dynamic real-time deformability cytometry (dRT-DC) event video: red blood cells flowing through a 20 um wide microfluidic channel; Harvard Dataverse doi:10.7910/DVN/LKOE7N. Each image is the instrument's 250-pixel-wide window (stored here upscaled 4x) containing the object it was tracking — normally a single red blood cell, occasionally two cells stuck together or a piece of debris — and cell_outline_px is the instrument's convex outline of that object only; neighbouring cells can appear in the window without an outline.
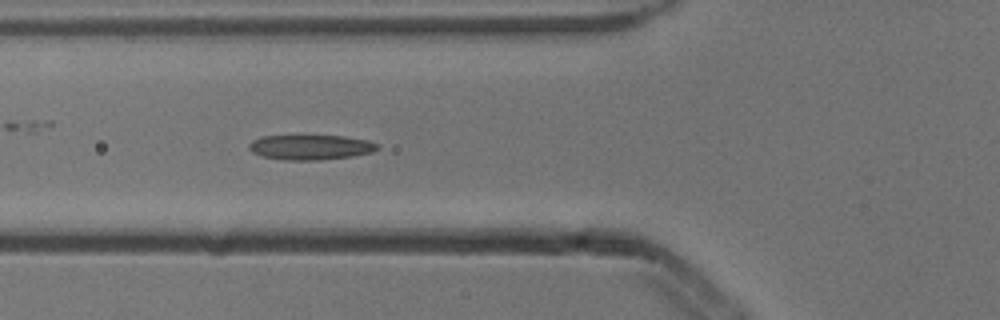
{"species": "common noctule bat (a hibernating species)", "species_latin": "Nyctalus noctula", "temperature_condition": "cold", "stored_images_in_passage": 7, "segment_of_instrument_passage": [1, 2], "camera_frame_rate_fps": 3000, "um_per_image_px": 0.085, "animal": {"sex": "male", "body_mass_g": 13.3}, "frame": {"image": 1, "passage_image": 6, "time_ms": 1.667, "image_size_px": [1000, 320], "cell_outline_px": [[380, 148], [372, 152], [352, 156], [320, 160], [288, 160], [260, 156], [252, 152], [248, 148], [248, 144], [252, 140], [260, 136], [344, 136], [368, 140], [380, 144]], "centroid_in_image_um": [26.4, 12.51], "position_along_channel_um": 99.4, "area_um2": 18.79}}